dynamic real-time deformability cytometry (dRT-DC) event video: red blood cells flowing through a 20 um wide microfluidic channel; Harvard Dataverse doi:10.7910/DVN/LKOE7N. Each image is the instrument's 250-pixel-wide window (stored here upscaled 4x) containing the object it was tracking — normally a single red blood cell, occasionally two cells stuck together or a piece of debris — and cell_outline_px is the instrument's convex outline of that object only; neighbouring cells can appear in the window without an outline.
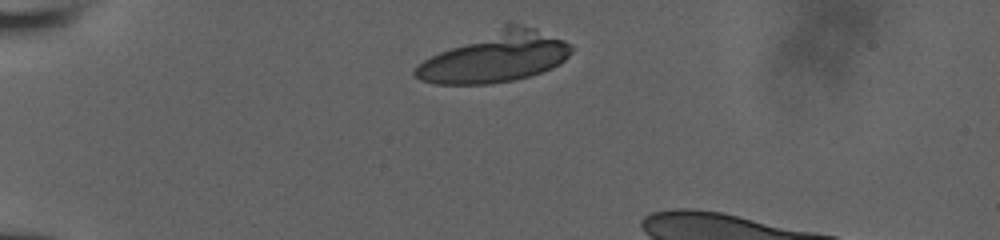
{"species": "human", "species_latin": "Homo sapiens", "temperature_condition": "room temperature", "stored_images_in_passage": 10, "camera_frame_rate_fps": 3000, "um_per_image_px": 0.085, "donor": {"sex": "male"}, "frame": {"image": 1, "passage_image": 1, "time_ms": 0.0, "image_size_px": [1000, 240], "cell_outline_px": [[572, 52], [560, 64], [552, 68], [528, 76], [512, 80], [488, 84], [436, 84], [420, 80], [412, 72], [424, 60], [440, 52], [508, 20], [536, 28], [564, 40], [572, 44]], "centroid_in_image_um": [42.14, 4.81], "position_along_channel_um": 42.9, "area_um2": 45.95}}
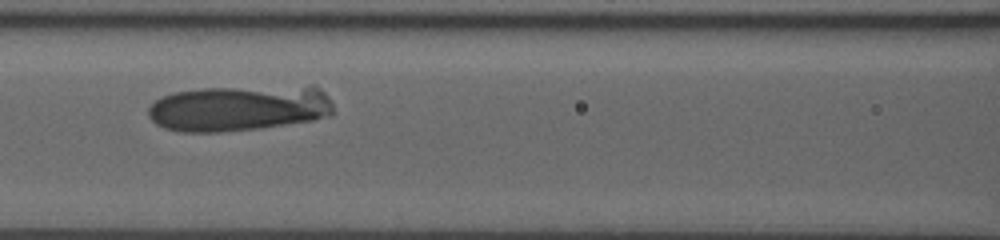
{"frame": {"image": 2, "passage_image": 5, "time_ms": 4.0, "image_size_px": [1000, 240], "cell_outline_px": [[332, 116], [316, 120], [260, 128], [220, 132], [180, 132], [164, 128], [156, 124], [148, 116], [148, 108], [160, 96], [172, 92], [204, 88], [312, 84], [320, 88], [328, 96], [332, 104]], "centroid_in_image_um": [20.37, 9.17], "position_along_channel_um": 146.2, "area_um2": 50.69}}
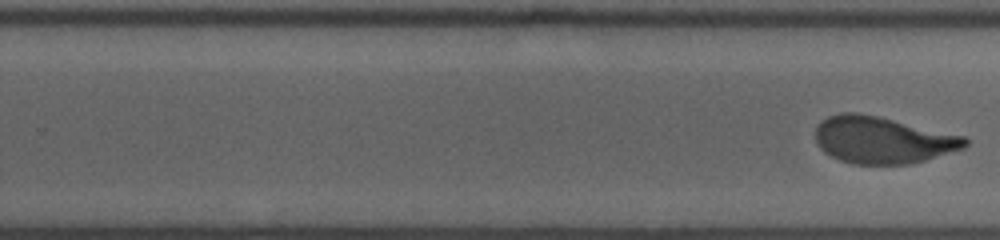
{"frame": {"image": 3, "passage_image": 10, "time_ms": 9.333, "image_size_px": [1000, 240], "cell_outline_px": [[968, 144], [964, 148], [924, 160], [908, 164], [852, 164], [840, 160], [824, 152], [816, 144], [816, 124], [820, 120], [828, 116], [840, 112], [856, 112], [876, 116], [964, 136], [968, 140]], "centroid_in_image_um": [74.96, 11.9], "position_along_channel_um": 254.8, "area_um2": 40.69}}